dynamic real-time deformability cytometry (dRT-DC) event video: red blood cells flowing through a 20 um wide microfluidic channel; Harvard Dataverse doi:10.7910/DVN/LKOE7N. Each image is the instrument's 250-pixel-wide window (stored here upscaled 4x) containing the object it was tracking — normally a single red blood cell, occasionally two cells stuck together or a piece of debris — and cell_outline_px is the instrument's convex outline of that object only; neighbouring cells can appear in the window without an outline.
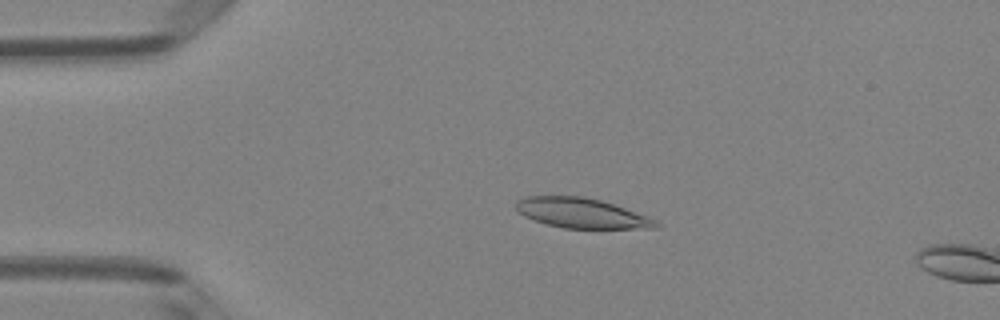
{"species": "Egyptian fruit bat (a non-hibernating species)", "species_latin": "Rousettus aegyptiacus", "temperature_condition": "room temperature", "stored_images_in_passage": 13, "camera_frame_rate_fps": 3000, "um_per_image_px": 0.085, "animal": {"sex": "female"}, "frame": {"image": 1, "passage_image": 10, "time_ms": 3.0, "image_size_px": [1000, 320], "cell_outline_px": [[660, 228], [564, 228], [548, 224], [524, 216], [516, 212], [516, 200], [524, 196], [584, 196], [600, 200], [648, 216], [656, 220], [660, 224]], "centroid_in_image_um": [49.42, 18.11], "position_along_channel_um": 35.6, "area_um2": 24.33}}